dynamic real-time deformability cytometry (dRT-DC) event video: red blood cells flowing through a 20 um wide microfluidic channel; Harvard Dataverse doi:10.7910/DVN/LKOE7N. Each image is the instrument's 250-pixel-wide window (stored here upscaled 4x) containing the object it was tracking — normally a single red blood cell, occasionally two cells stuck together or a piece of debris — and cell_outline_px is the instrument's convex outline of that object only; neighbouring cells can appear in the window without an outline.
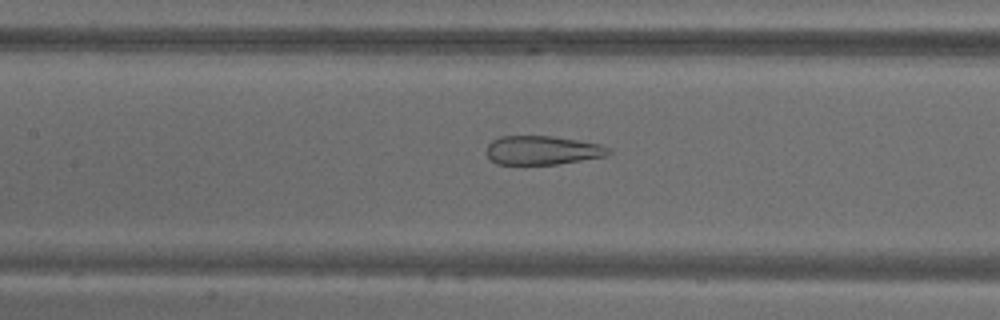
{"species": "common noctule bat (a hibernating species)", "species_latin": "Nyctalus noctula", "temperature_condition": "warm", "stored_images_in_passage": 69, "camera_frame_rate_fps": 3000, "um_per_image_px": 0.085, "animal": {"sex": "male", "body_mass_g": 18.8}, "frame": {"image": 1, "passage_image": 31, "time_ms": 10.0, "image_size_px": [1000, 320], "cell_outline_px": [[612, 152], [608, 156], [556, 164], [496, 164], [488, 156], [488, 144], [492, 140], [500, 136], [552, 136], [580, 140], [600, 144], [608, 148]], "centroid_in_image_um": [46.14, 12.77], "position_along_channel_um": 161.3, "area_um2": 20.52}}
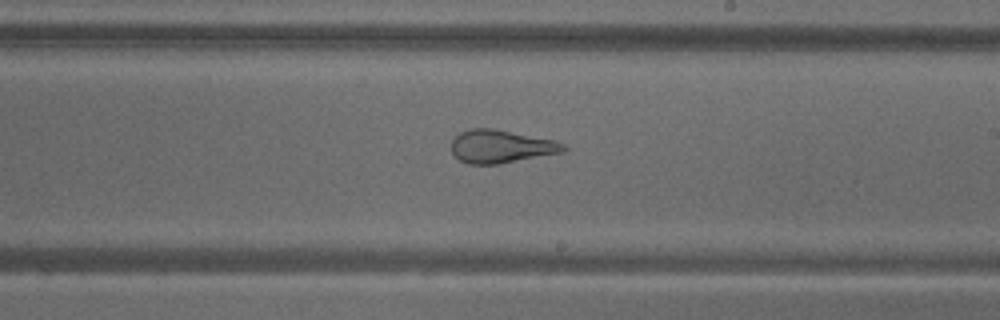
{"frame": {"image": 2, "passage_image": 40, "time_ms": 13.0, "image_size_px": [1000, 320], "cell_outline_px": [[568, 148], [564, 152], [496, 164], [468, 164], [460, 160], [452, 152], [452, 140], [460, 132], [468, 128], [492, 128], [552, 140], [564, 144]], "centroid_in_image_um": [42.56, 12.44], "position_along_channel_um": 246.4, "area_um2": 21.33}}
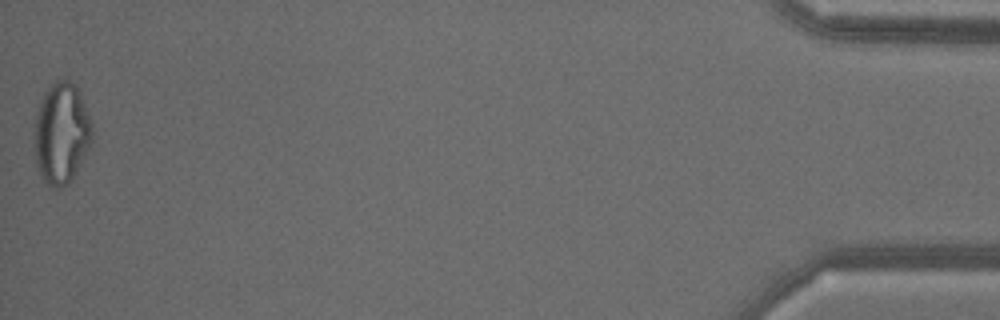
{"frame": {"image": 3, "passage_image": 69, "time_ms": 22.667, "image_size_px": [1000, 320], "cell_outline_px": [[92, 140], [88, 148], [68, 184], [60, 188], [52, 188], [40, 176], [36, 164], [36, 116], [44, 92], [56, 80], [68, 80], [76, 88], [80, 96], [92, 124]], "centroid_in_image_um": [5.22, 11.35], "position_along_channel_um": 430.0, "area_um2": 33.0}}